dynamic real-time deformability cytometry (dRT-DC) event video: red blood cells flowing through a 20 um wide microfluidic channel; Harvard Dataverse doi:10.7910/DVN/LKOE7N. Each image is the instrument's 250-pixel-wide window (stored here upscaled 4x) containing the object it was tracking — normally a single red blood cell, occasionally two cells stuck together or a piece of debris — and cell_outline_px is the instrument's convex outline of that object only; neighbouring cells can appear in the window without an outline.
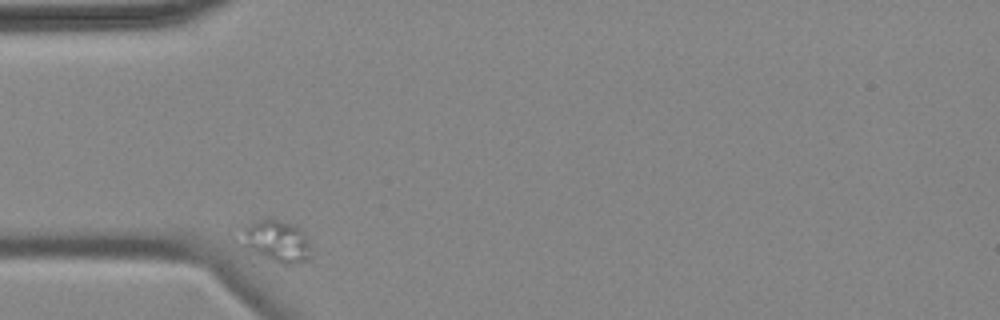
{"species": "common noctule bat (a hibernating species)", "species_latin": "Nyctalus noctula", "temperature_condition": "cold", "stored_images_in_passage": 3, "camera_frame_rate_fps": 3000, "um_per_image_px": 0.085, "animal": {"sex": "female", "body_mass_g": 18.4}, "frame": {"image": 1, "passage_image": 1, "time_ms": 0.0, "image_size_px": [1000, 320], "cell_outline_px": [[316, 264], [284, 264], [272, 260], [264, 256], [252, 248], [248, 244], [244, 232], [244, 228], [268, 216], [296, 224], [300, 228], [308, 240]], "centroid_in_image_um": [23.78, 20.52], "position_along_channel_um": 61.2, "area_um2": 16.88}}